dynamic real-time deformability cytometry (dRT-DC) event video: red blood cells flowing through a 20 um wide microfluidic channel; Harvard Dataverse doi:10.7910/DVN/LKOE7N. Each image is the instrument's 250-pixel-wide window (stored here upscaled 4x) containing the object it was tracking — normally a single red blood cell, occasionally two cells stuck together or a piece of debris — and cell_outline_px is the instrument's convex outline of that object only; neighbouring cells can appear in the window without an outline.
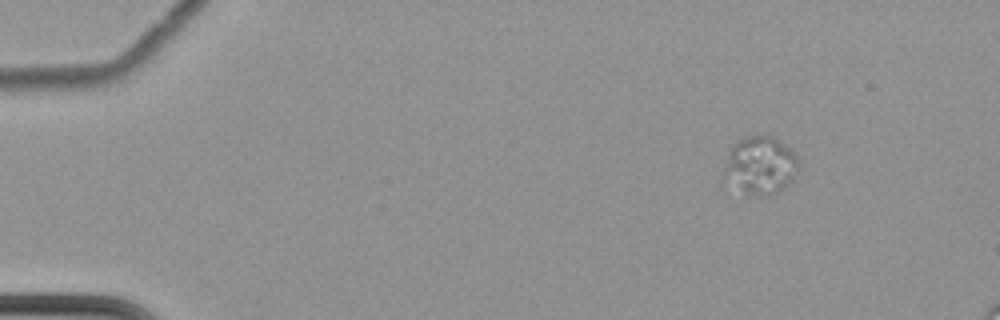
{"species": "common noctule bat (a hibernating species)", "species_latin": "Nyctalus noctula", "temperature_condition": "cold", "stored_images_in_passage": 54, "camera_frame_rate_fps": 3000, "um_per_image_px": 0.085, "animal": {"sex": "female", "body_mass_g": 22.7, "forearm_length_mm": 54.2}, "frame": {"image": 1, "passage_image": 1, "time_ms": 0.0, "image_size_px": [1000, 320], "cell_outline_px": [[800, 164], [792, 184], [772, 196], [760, 196], [748, 192], [724, 176], [724, 172], [728, 156], [732, 148], [740, 140], [748, 136], [776, 136], [792, 148], [800, 160]], "centroid_in_image_um": [64.78, 14.04], "position_along_channel_um": 20.2, "area_um2": 24.97}}
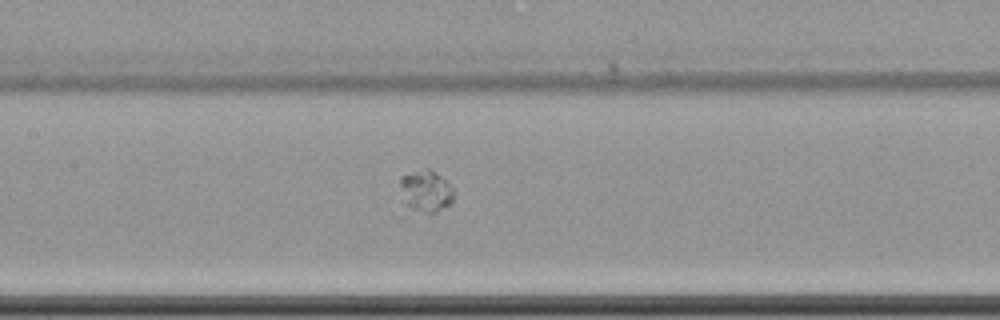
{"frame": {"image": 2, "passage_image": 24, "time_ms": 7.667, "image_size_px": [1000, 320], "cell_outline_px": [[456, 192], [452, 200], [448, 204], [436, 212], [428, 212], [412, 208], [408, 204], [400, 184], [400, 176], [424, 168], [428, 168], [440, 176]], "centroid_in_image_um": [36.24, 16.19], "position_along_channel_um": 171.2, "area_um2": 12.37}}
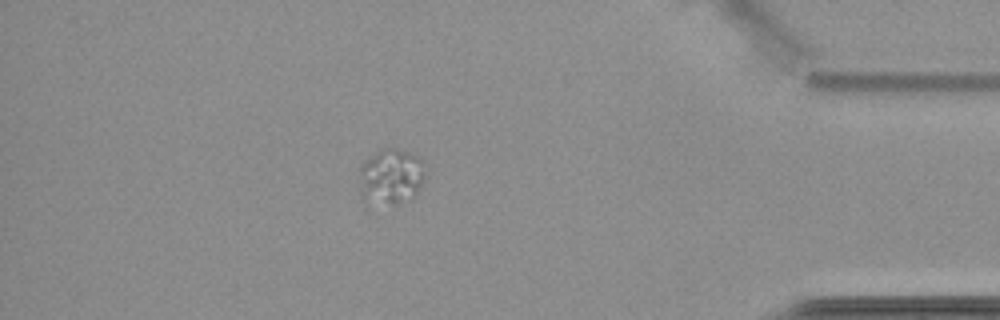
{"frame": {"image": 3, "passage_image": 47, "time_ms": 15.333, "image_size_px": [1000, 320], "cell_outline_px": [[428, 176], [416, 196], [412, 200], [396, 204], [364, 204], [360, 196], [360, 164], [368, 156], [380, 148], [396, 148], [412, 152], [420, 156]], "centroid_in_image_um": [33.26, 15.02], "position_along_channel_um": 401.9, "area_um2": 22.77}}